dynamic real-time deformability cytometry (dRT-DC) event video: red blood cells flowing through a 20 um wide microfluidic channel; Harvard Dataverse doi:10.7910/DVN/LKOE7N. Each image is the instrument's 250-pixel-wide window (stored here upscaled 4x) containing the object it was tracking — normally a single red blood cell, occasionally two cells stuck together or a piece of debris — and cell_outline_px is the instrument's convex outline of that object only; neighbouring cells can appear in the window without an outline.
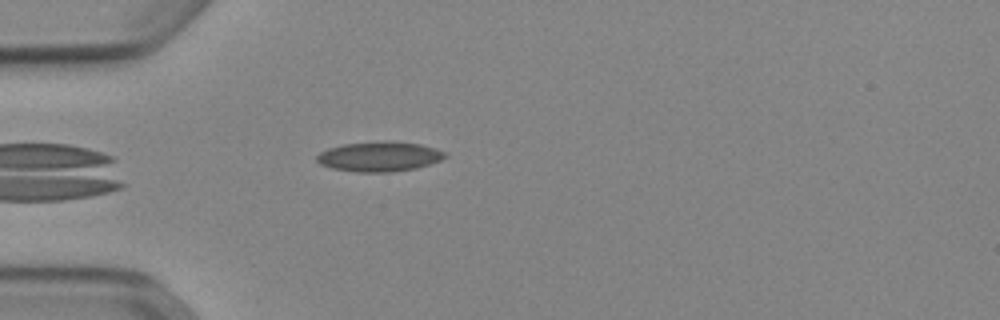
{"species": "Egyptian fruit bat (a non-hibernating species)", "species_latin": "Rousettus aegyptiacus", "temperature_condition": "cold", "stored_images_in_passage": 39, "camera_frame_rate_fps": 3000, "um_per_image_px": 0.085, "animal": {"sex": "female"}, "frame": {"image": 1, "passage_image": 2, "time_ms": 0.333, "image_size_px": [1000, 320], "cell_outline_px": [[448, 156], [440, 160], [416, 168], [392, 172], [356, 172], [332, 168], [320, 164], [316, 160], [316, 156], [320, 152], [328, 148], [344, 144], [384, 140], [420, 144], [436, 148], [444, 152]], "centroid_in_image_um": [32.23, 13.3], "position_along_channel_um": 52.8, "area_um2": 22.37}}
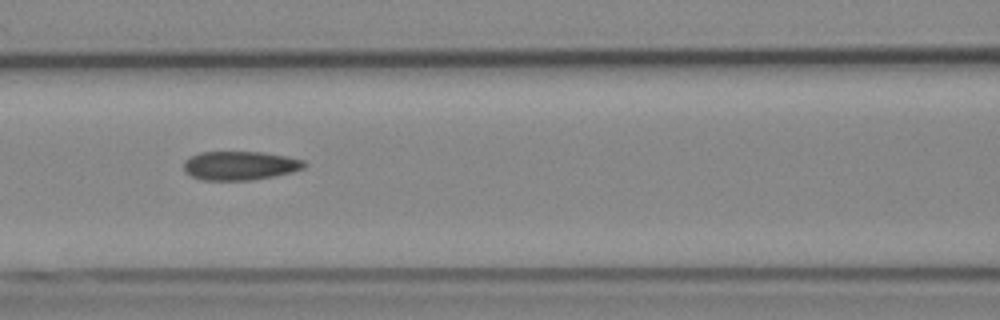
{"frame": {"image": 2, "passage_image": 10, "time_ms": 3.0, "image_size_px": [1000, 320], "cell_outline_px": [[308, 164], [304, 168], [292, 172], [252, 180], [200, 180], [184, 172], [184, 160], [200, 152], [260, 152], [288, 156], [304, 160]], "centroid_in_image_um": [20.4, 14.07], "position_along_channel_um": 146.2, "area_um2": 20.35}}
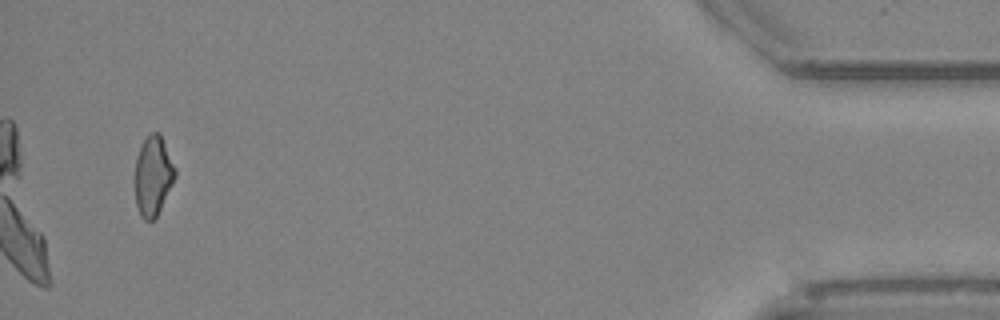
{"frame": {"image": 3, "passage_image": 37, "time_ms": 12.0, "image_size_px": [1000, 320], "cell_outline_px": [[176, 176], [156, 216], [152, 220], [144, 220], [140, 216], [136, 204], [136, 156], [144, 140], [152, 132], [160, 132], [176, 168]], "centroid_in_image_um": [13.02, 14.92], "position_along_channel_um": 422.2, "area_um2": 18.32}, "authors_computed_cell_mechanics": {"area_um2": 20.3456, "velocity_mm_per_s": 3.8966, "shape_relaxation_time_tau1_ms": null, "shape_relaxation_time_tau2_ms": 3.7762, "deformation_change_tau1": null, "deformation_change_tau2": 0.1141}}